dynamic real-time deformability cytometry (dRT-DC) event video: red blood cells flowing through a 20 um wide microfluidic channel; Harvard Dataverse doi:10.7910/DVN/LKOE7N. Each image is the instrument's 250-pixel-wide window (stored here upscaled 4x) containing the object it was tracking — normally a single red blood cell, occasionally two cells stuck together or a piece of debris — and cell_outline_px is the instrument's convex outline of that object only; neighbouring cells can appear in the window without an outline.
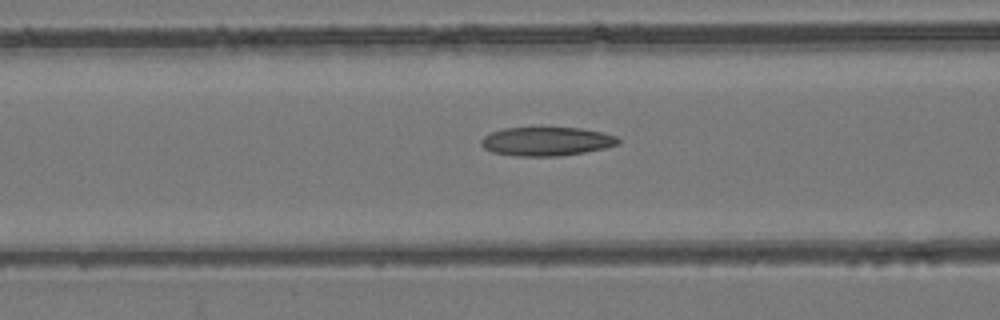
{"species": "common noctule bat (a hibernating species)", "species_latin": "Nyctalus noctula", "temperature_condition": "room temperature", "stored_images_in_passage": 56, "camera_frame_rate_fps": 3000, "um_per_image_px": 0.085, "animal": {"sex": "female", "body_mass_g": 24.6, "forearm_length_mm": 56.2}, "frame": {"image": 1, "passage_image": 23, "time_ms": 7.333, "image_size_px": [1000, 320], "cell_outline_px": [[620, 144], [604, 148], [584, 152], [560, 156], [516, 156], [492, 152], [484, 148], [480, 144], [480, 140], [484, 136], [492, 132], [504, 128], [580, 128], [604, 132], [616, 136], [620, 140]], "centroid_in_image_um": [46.46, 12.02], "position_along_channel_um": 120.1, "area_um2": 23.0}}
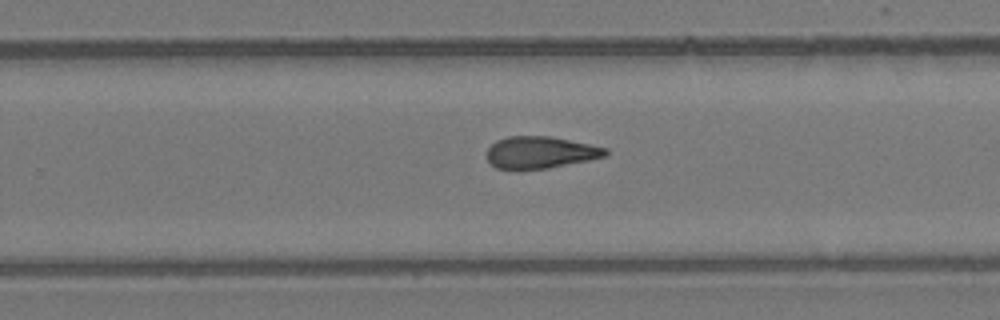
{"frame": {"image": 2, "passage_image": 36, "time_ms": 11.667, "image_size_px": [1000, 320], "cell_outline_px": [[608, 156], [548, 168], [516, 172], [496, 168], [488, 160], [488, 148], [496, 140], [508, 136], [548, 136], [608, 148]], "centroid_in_image_um": [45.89, 12.99], "position_along_channel_um": 283.9, "area_um2": 22.43}}
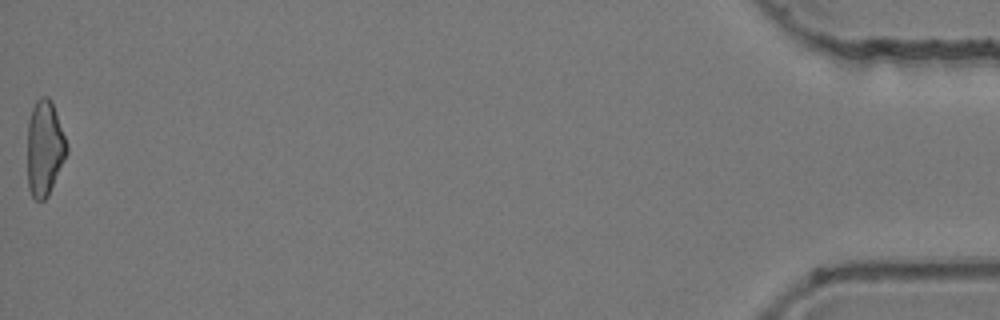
{"frame": {"image": 3, "passage_image": 56, "time_ms": 18.333, "image_size_px": [1000, 320], "cell_outline_px": [[68, 152], [48, 196], [44, 200], [36, 200], [32, 196], [28, 188], [28, 120], [32, 108], [36, 100], [40, 96], [48, 96], [52, 100], [68, 148]], "centroid_in_image_um": [3.78, 12.58], "position_along_channel_um": 431.4, "area_um2": 21.85}, "authors_computed_cell_mechanics": {"area_um2": 23.0911, "velocity_mm_per_s": 3.7863, "shape_relaxation_time_tau1_ms": null, "shape_relaxation_time_tau2_ms": 5.7587, "deformation_change_tau1": null, "deformation_change_tau2": 0.1654}}